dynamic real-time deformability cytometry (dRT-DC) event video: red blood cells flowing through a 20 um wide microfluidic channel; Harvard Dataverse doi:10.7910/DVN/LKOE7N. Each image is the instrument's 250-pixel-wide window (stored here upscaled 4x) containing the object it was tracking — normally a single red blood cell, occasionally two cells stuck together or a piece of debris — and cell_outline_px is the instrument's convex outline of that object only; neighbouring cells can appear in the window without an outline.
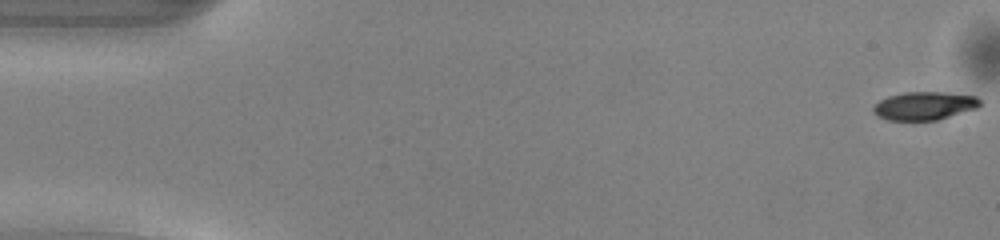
{"species": "common noctule bat (a hibernating species)", "species_latin": "Nyctalus noctula", "temperature_condition": "warm", "stored_images_in_passage": 47, "camera_frame_rate_fps": 3000, "um_per_image_px": 0.085, "animal": {"sex": "male", "body_mass_g": 13.0, "forearm_length_mm": 53.1}, "frame": {"image": 1, "passage_image": 1, "time_ms": 0.0, "image_size_px": [1000, 240], "cell_outline_px": [[980, 104], [976, 108], [936, 120], [888, 120], [876, 116], [872, 112], [872, 108], [880, 100], [888, 96], [904, 92], [944, 92], [976, 96], [980, 100]], "centroid_in_image_um": [78.53, 8.99], "position_along_channel_um": 6.5, "area_um2": 17.46}}
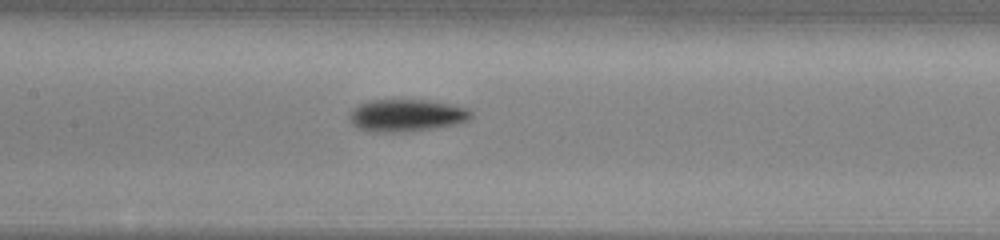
{"frame": {"image": 2, "passage_image": 24, "time_ms": 7.667, "image_size_px": [1000, 240], "cell_outline_px": [[472, 116], [468, 120], [456, 124], [408, 132], [368, 132], [356, 128], [352, 124], [348, 116], [352, 108], [368, 100], [424, 100], [448, 104], [468, 108], [472, 112]], "centroid_in_image_um": [34.49, 9.82], "position_along_channel_um": 172.9, "area_um2": 23.0}}
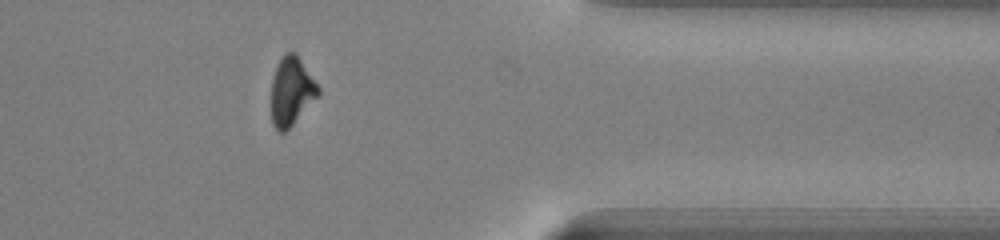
{"frame": {"image": 3, "passage_image": 41, "time_ms": 13.333, "image_size_px": [1000, 240], "cell_outline_px": [[320, 92], [292, 124], [284, 132], [280, 132], [272, 124], [272, 76], [276, 64], [284, 52], [296, 52], [320, 88]], "centroid_in_image_um": [24.75, 7.69], "position_along_channel_um": 386.7, "area_um2": 18.44}, "authors_computed_cell_mechanics": {"area_um2": 19.8832, "velocity_mm_per_s": 4.1187, "shape_relaxation_time_tau1_ms": 2.1753, "shape_relaxation_time_tau2_ms": null, "deformation_change_tau1": 0.1366, "deformation_change_tau2": null}}